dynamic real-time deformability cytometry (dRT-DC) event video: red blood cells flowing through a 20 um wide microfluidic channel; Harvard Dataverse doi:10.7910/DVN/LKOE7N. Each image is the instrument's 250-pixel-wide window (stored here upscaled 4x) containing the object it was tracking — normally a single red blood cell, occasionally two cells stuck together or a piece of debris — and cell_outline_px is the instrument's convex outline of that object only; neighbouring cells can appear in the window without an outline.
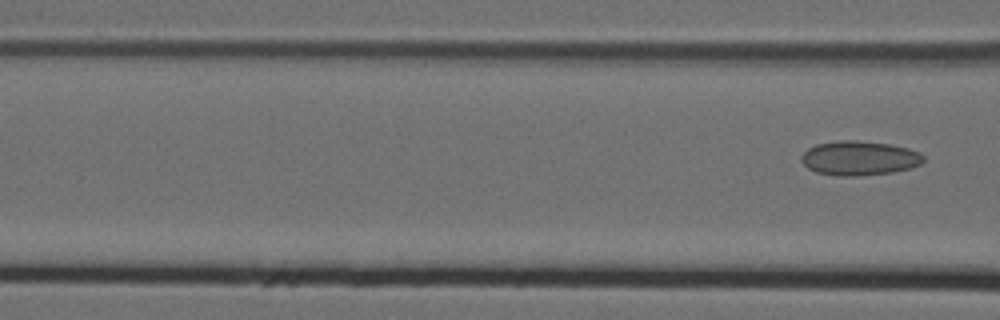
{"species": "Egyptian fruit bat (a non-hibernating species)", "species_latin": "Rousettus aegyptiacus", "temperature_condition": "cold", "stored_images_in_passage": 6, "camera_frame_rate_fps": 3000, "um_per_image_px": 0.085, "animal": {"sex": "female"}, "frame": {"image": 1, "passage_image": 6, "time_ms": 1.667, "image_size_px": [1000, 320], "cell_outline_px": [[924, 160], [920, 164], [912, 168], [892, 172], [856, 176], [836, 176], [816, 172], [808, 168], [800, 160], [800, 156], [808, 148], [816, 144], [840, 140], [856, 140], [888, 144], [908, 148], [920, 152], [924, 156]], "centroid_in_image_um": [73.03, 13.44], "position_along_channel_um": 93.6, "area_um2": 24.57}}